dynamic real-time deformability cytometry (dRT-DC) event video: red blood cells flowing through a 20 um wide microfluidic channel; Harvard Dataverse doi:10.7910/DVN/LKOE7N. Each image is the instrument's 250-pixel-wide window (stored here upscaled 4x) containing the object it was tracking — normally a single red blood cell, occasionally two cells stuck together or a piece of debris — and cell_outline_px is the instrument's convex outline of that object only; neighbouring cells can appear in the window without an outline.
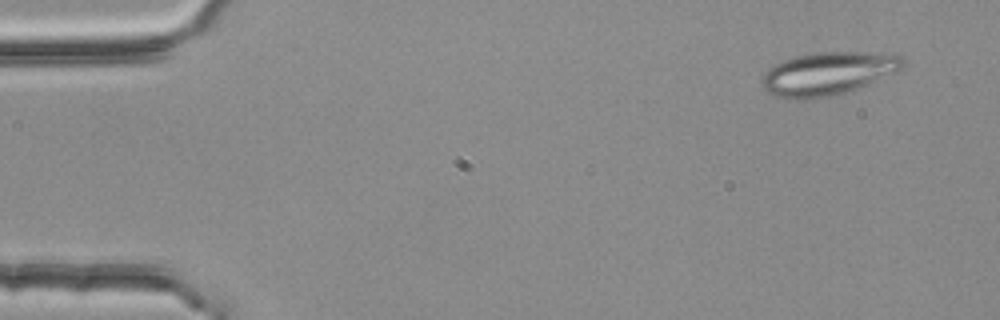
{"species": "common noctule bat (a hibernating species)", "species_latin": "Nyctalus noctula", "temperature_condition": "room temperature", "stored_images_in_passage": 4, "camera_frame_rate_fps": 3000, "um_per_image_px": 0.085, "animal": {"sex": "female", "body_mass_g": 25.1}, "frame": {"image": 1, "passage_image": 1, "time_ms": 0.0, "image_size_px": [1000, 320], "cell_outline_px": [[904, 64], [900, 72], [868, 84], [844, 92], [812, 100], [788, 100], [764, 92], [760, 84], [760, 80], [764, 72], [768, 68], [784, 60], [796, 56], [812, 52], [884, 52], [904, 56]], "centroid_in_image_um": [70.36, 6.26], "position_along_channel_um": 14.6, "area_um2": 36.24}}